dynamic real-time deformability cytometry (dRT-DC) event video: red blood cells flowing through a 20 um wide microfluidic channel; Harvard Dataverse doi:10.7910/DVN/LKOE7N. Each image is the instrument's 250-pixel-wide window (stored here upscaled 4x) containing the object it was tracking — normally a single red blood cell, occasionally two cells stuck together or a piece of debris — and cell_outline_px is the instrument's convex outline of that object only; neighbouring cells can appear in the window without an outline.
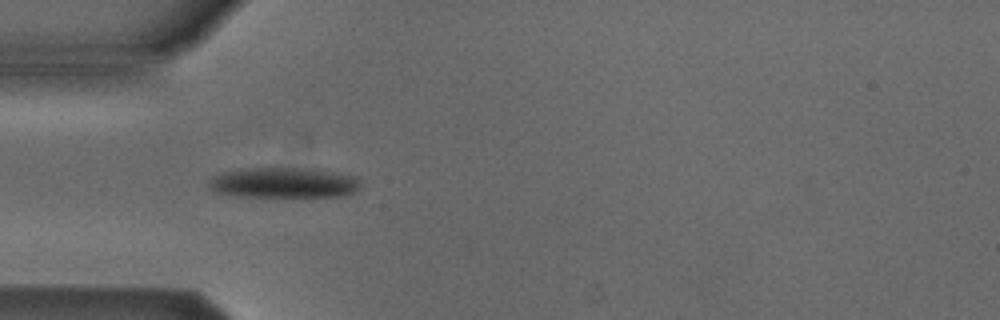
{"species": "Egyptian fruit bat (a non-hibernating species)", "species_latin": "Rousettus aegyptiacus", "temperature_condition": "cold", "stored_images_in_passage": 28, "camera_frame_rate_fps": 3000, "um_per_image_px": 0.085, "animal": {"sex": "male"}, "frame": {"image": 1, "passage_image": 1, "time_ms": 0.0, "image_size_px": [1000, 320], "cell_outline_px": [[360, 184], [352, 192], [344, 196], [232, 196], [216, 192], [208, 188], [208, 180], [224, 172], [256, 168], [284, 168], [332, 172], [352, 176]], "centroid_in_image_um": [24.01, 15.55], "position_along_channel_um": 61.0, "area_um2": 25.95}}
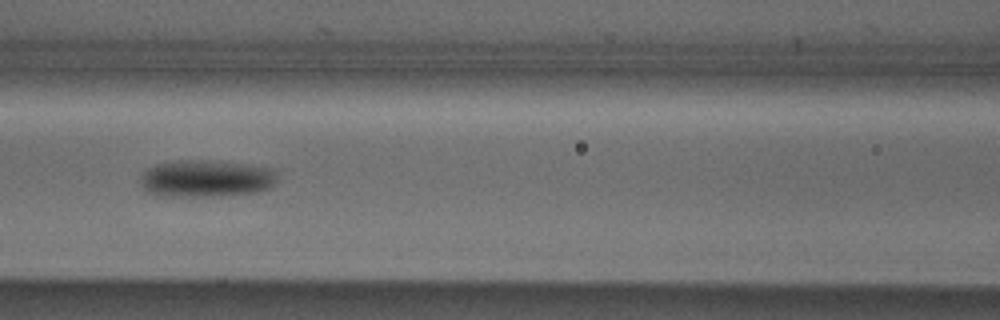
{"frame": {"image": 2, "passage_image": 8, "time_ms": 2.333, "image_size_px": [1000, 320], "cell_outline_px": [[276, 180], [268, 188], [256, 192], [220, 196], [164, 196], [144, 192], [140, 184], [140, 176], [148, 168], [156, 164], [176, 160], [200, 160], [240, 164], [268, 168], [276, 172]], "centroid_in_image_um": [17.43, 15.19], "position_along_channel_um": 149.2, "area_um2": 29.42}}
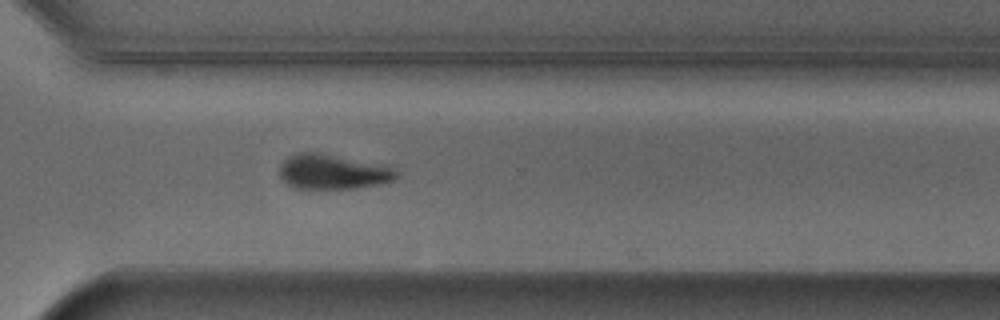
{"frame": {"image": 3, "passage_image": 23, "time_ms": 7.333, "image_size_px": [1000, 320], "cell_outline_px": [[400, 176], [392, 180], [376, 184], [356, 188], [296, 188], [288, 184], [280, 176], [280, 164], [288, 156], [296, 152], [320, 152], [388, 164], [396, 168]], "centroid_in_image_um": [28.34, 14.56], "position_along_channel_um": 342.3, "area_um2": 24.16}, "authors_computed_cell_mechanics": {"area_um2": 26.5302, "velocity_mm_per_s": 3.8679, "shape_relaxation_time_tau1_ms": 2.7999, "shape_relaxation_time_tau2_ms": null, "deformation_change_tau1": 0.1272, "deformation_change_tau2": null}}